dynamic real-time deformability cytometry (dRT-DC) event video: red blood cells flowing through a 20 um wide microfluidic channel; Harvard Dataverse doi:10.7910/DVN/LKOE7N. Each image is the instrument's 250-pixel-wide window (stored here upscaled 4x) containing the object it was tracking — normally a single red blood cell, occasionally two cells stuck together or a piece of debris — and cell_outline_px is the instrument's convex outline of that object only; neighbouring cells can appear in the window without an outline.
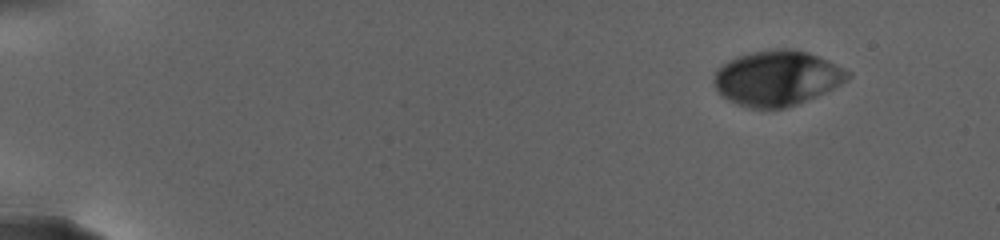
{"species": "human", "species_latin": "Homo sapiens", "temperature_condition": "warm", "stored_images_in_passage": 32, "camera_frame_rate_fps": 3000, "um_per_image_px": 0.085, "donor": {"sex": "female"}, "frame": {"image": 1, "passage_image": 1, "time_ms": 0.0, "image_size_px": [1000, 240], "cell_outline_px": [[852, 76], [840, 84], [832, 88], [796, 104], [784, 108], [748, 108], [728, 100], [716, 88], [712, 80], [716, 72], [728, 60], [736, 56], [752, 52], [776, 48], [792, 48], [808, 52], [828, 60], [836, 64], [848, 72]], "centroid_in_image_um": [66.03, 6.62], "position_along_channel_um": 19.0, "area_um2": 42.54}}
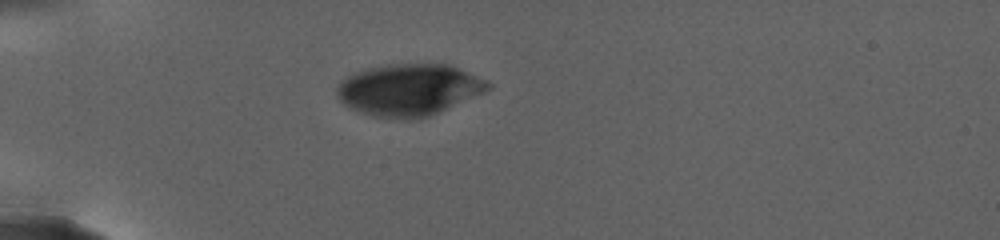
{"frame": {"image": 2, "passage_image": 26, "time_ms": 5.667, "image_size_px": [1000, 240], "cell_outline_px": [[492, 88], [484, 92], [428, 116], [408, 120], [372, 116], [352, 108], [344, 104], [340, 100], [336, 92], [336, 88], [352, 72], [368, 68], [388, 64], [448, 64], [488, 80], [492, 84]], "centroid_in_image_um": [34.77, 7.62], "position_along_channel_um": 50.2, "area_um2": 45.26}}